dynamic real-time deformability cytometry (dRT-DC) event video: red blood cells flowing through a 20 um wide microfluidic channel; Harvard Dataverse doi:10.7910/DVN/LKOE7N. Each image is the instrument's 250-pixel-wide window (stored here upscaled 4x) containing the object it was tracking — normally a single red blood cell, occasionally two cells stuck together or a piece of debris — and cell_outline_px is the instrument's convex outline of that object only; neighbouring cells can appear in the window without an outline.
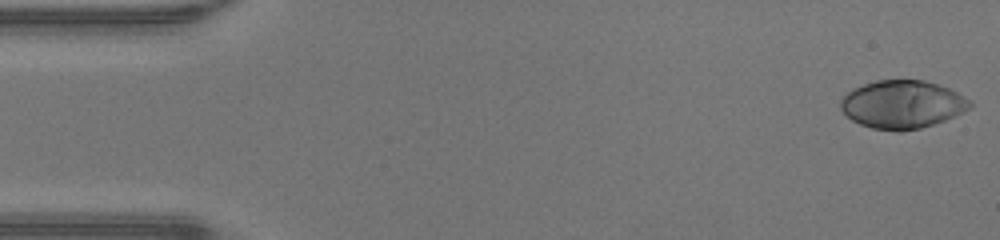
{"species": "human", "species_latin": "Homo sapiens", "temperature_condition": "warm", "stored_images_in_passage": 47, "camera_frame_rate_fps": 3000, "um_per_image_px": 0.085, "donor": {"sex": "male"}, "frame": {"image": 1, "passage_image": 1, "time_ms": 0.0, "image_size_px": [1000, 240], "cell_outline_px": [[972, 104], [968, 108], [944, 120], [920, 128], [900, 132], [896, 132], [872, 128], [860, 124], [852, 120], [840, 108], [840, 100], [848, 92], [864, 84], [876, 80], [924, 80], [948, 88], [956, 92], [968, 100]], "centroid_in_image_um": [76.65, 8.88], "position_along_channel_um": 8.4, "area_um2": 35.72}}
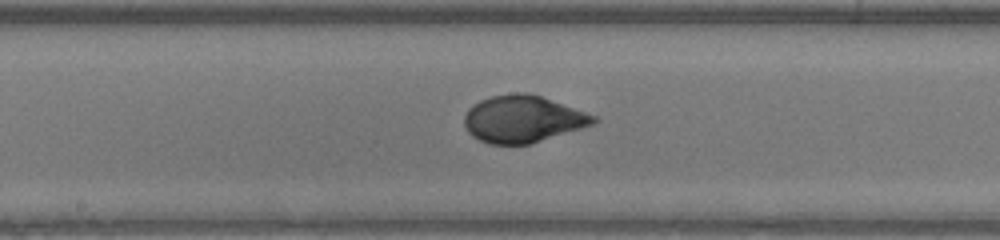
{"frame": {"image": 2, "passage_image": 24, "time_ms": 7.667, "image_size_px": [1000, 240], "cell_outline_px": [[600, 120], [592, 124], [580, 128], [528, 144], [488, 144], [472, 136], [468, 132], [464, 124], [464, 116], [468, 108], [472, 104], [480, 100], [492, 96], [512, 92], [528, 92], [540, 96], [596, 116]], "centroid_in_image_um": [44.38, 10.1], "position_along_channel_um": 203.8, "area_um2": 35.08}}
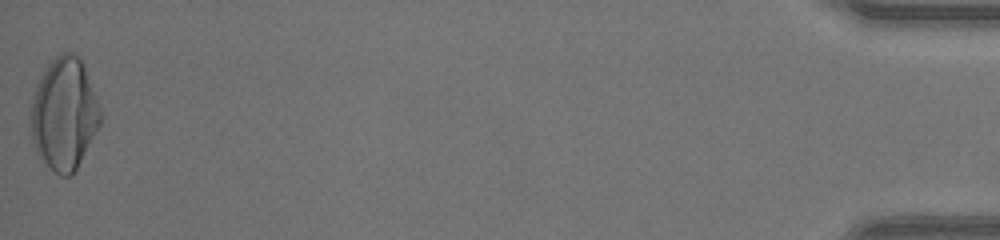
{"frame": {"image": 3, "passage_image": 47, "time_ms": 15.333, "image_size_px": [1000, 240], "cell_outline_px": [[100, 124], [72, 176], [60, 176], [36, 152], [32, 140], [32, 100], [36, 88], [48, 60], [60, 52], [76, 52], [80, 56], [84, 64], [100, 108]], "centroid_in_image_um": [5.46, 9.62], "position_along_channel_um": 429.7, "area_um2": 45.03}, "authors_computed_cell_mechanics": {"area_um2": 35.7204, "velocity_mm_per_s": 4.3563, "shape_relaxation_time_tau1_ms": 4.4155, "shape_relaxation_time_tau2_ms": null, "deformation_change_tau1": 0.2466, "deformation_change_tau2": null}}